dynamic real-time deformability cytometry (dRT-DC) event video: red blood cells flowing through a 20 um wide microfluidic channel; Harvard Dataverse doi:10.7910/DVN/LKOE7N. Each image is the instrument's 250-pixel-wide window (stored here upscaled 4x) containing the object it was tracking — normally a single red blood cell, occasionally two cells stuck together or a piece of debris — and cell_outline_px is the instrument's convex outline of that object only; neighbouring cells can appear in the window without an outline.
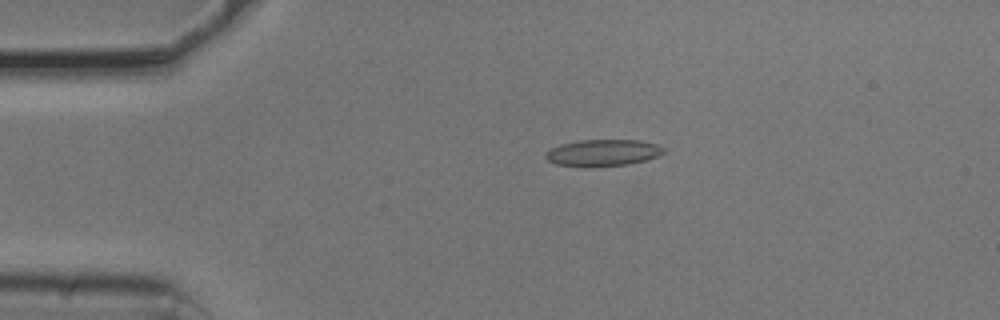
{"species": "common noctule bat (a hibernating species)", "species_latin": "Nyctalus noctula", "temperature_condition": "cold", "stored_images_in_passage": 43, "camera_frame_rate_fps": 3000, "um_per_image_px": 0.085, "animal": {"sex": "male", "body_mass_g": 20.5, "forearm_length_mm": 52.5}, "frame": {"image": 1, "passage_image": 1, "time_ms": 0.0, "image_size_px": [1000, 320], "cell_outline_px": [[664, 152], [656, 156], [644, 160], [628, 164], [592, 168], [584, 168], [556, 164], [548, 160], [544, 156], [552, 148], [560, 144], [580, 140], [640, 140], [656, 144], [664, 148]], "centroid_in_image_um": [51.21, 13.0], "position_along_channel_um": 33.8, "area_um2": 18.44}}
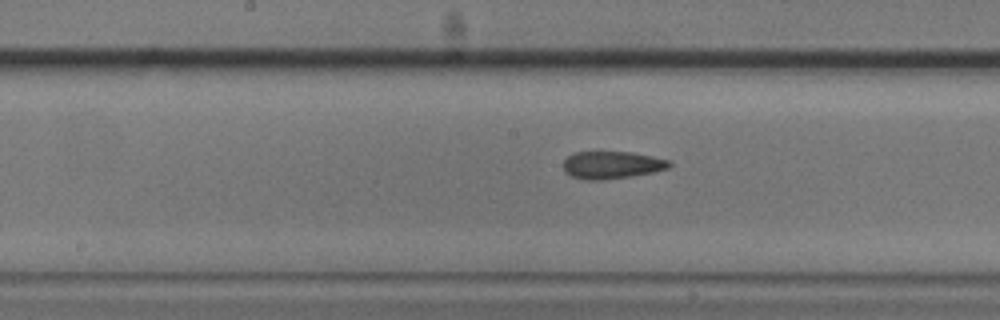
{"frame": {"image": 2, "passage_image": 17, "time_ms": 5.333, "image_size_px": [1000, 320], "cell_outline_px": [[672, 164], [668, 168], [652, 172], [632, 176], [604, 180], [584, 180], [572, 176], [564, 172], [564, 160], [572, 152], [632, 152], [672, 160]], "centroid_in_image_um": [52.01, 14.02], "position_along_channel_um": 196.2, "area_um2": 17.11}}
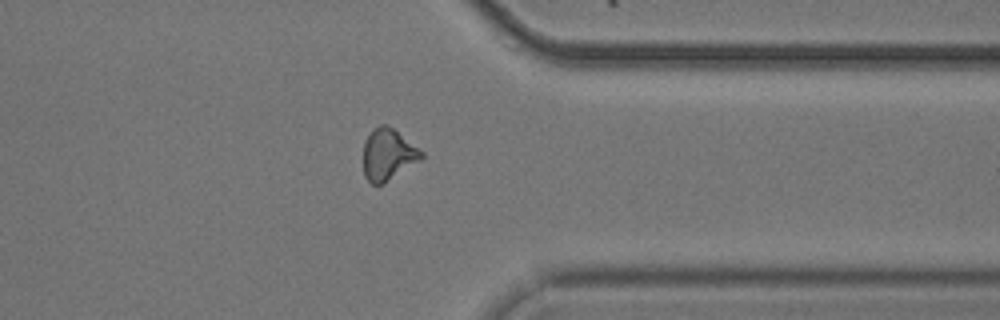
{"frame": {"image": 3, "passage_image": 32, "time_ms": 10.333, "image_size_px": [1000, 320], "cell_outline_px": [[424, 156], [420, 160], [384, 184], [372, 184], [364, 176], [364, 144], [368, 136], [380, 124], [388, 124], [424, 152]], "centroid_in_image_um": [33.0, 13.14], "position_along_channel_um": 378.4, "area_um2": 17.28}, "authors_computed_cell_mechanics": {"area_um2": 17.34, "velocity_mm_per_s": 3.7703, "shape_relaxation_time_tau1_ms": 3.743, "shape_relaxation_time_tau2_ms": 3.3628, "deformation_change_tau1": 0.1134, "deformation_change_tau2": 0.0967}}